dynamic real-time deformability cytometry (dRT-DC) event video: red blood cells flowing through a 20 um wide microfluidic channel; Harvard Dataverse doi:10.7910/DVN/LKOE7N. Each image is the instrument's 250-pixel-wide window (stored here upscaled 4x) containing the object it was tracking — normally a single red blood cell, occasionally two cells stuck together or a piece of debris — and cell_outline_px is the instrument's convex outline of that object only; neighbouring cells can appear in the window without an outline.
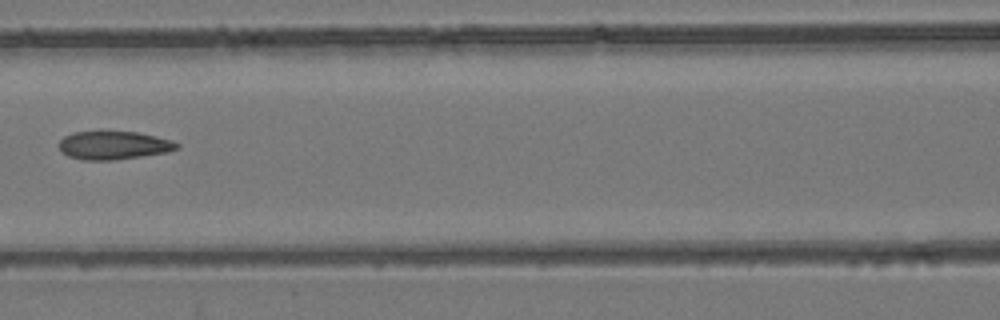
{"species": "common noctule bat (a hibernating species)", "species_latin": "Nyctalus noctula", "temperature_condition": "room temperature", "stored_images_in_passage": 6, "camera_frame_rate_fps": 3000, "um_per_image_px": 0.085, "animal": {"sex": "female", "body_mass_g": 24.6, "forearm_length_mm": 56.2}, "frame": {"image": 1, "passage_image": 6, "time_ms": 1.667, "image_size_px": [1000, 320], "cell_outline_px": [[180, 148], [168, 152], [112, 160], [84, 160], [68, 156], [60, 148], [60, 140], [64, 136], [72, 132], [100, 128], [136, 132], [156, 136], [172, 140], [180, 144]], "centroid_in_image_um": [9.65, 12.29], "position_along_channel_um": 156.9, "area_um2": 20.17}}